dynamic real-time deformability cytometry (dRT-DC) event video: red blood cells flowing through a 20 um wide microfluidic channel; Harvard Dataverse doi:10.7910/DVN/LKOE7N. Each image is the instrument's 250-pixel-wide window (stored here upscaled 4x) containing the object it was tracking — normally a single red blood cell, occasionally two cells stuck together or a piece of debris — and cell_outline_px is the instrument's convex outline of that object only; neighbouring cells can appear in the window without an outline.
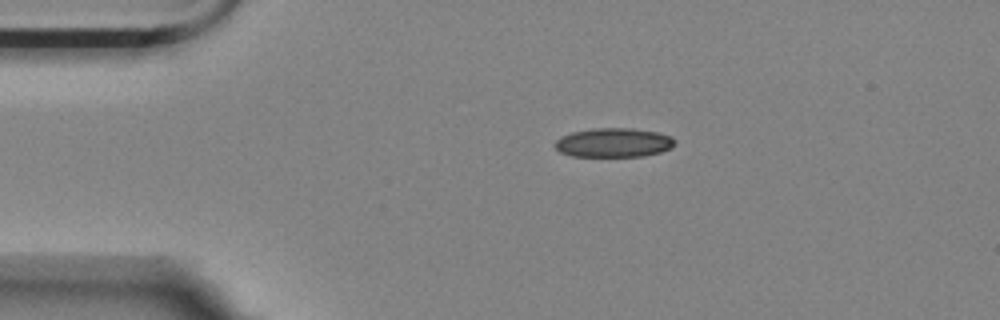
{"species": "Egyptian fruit bat (a non-hibernating species)", "species_latin": "Rousettus aegyptiacus", "temperature_condition": "room temperature", "stored_images_in_passage": 46, "camera_frame_rate_fps": 3000, "um_per_image_px": 0.085, "animal": {"sex": "female"}, "frame": {"image": 1, "passage_image": 1, "time_ms": 0.0, "image_size_px": [1000, 320], "cell_outline_px": [[676, 140], [668, 148], [660, 152], [644, 156], [572, 156], [560, 152], [552, 144], [560, 136], [572, 132], [592, 128], [632, 128], [656, 132], [672, 136]], "centroid_in_image_um": [52.11, 12.11], "position_along_channel_um": 32.9, "area_um2": 20.35}}
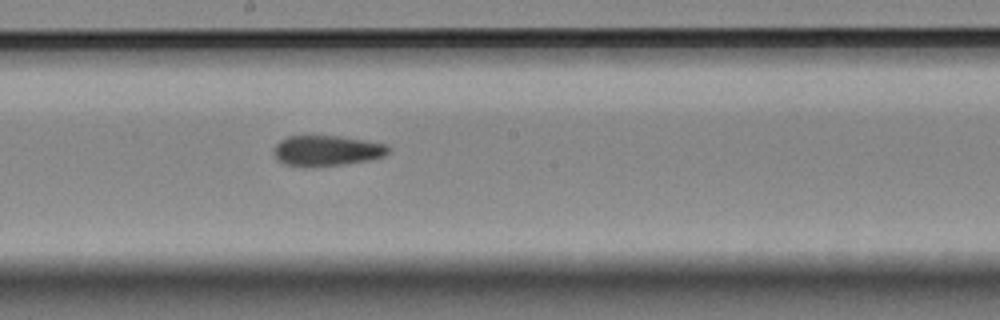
{"frame": {"image": 2, "passage_image": 20, "time_ms": 6.333, "image_size_px": [1000, 320], "cell_outline_px": [[392, 148], [384, 156], [372, 160], [344, 164], [304, 168], [284, 164], [276, 160], [272, 152], [272, 148], [280, 140], [288, 136], [340, 136], [388, 144]], "centroid_in_image_um": [27.75, 12.82], "position_along_channel_um": 220.4, "area_um2": 20.92}}
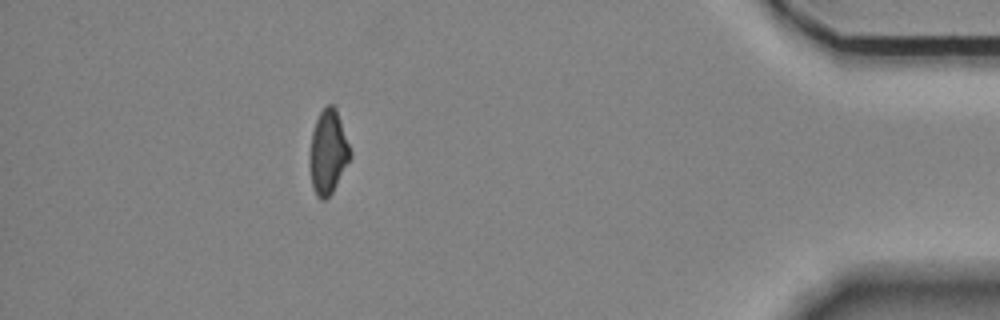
{"frame": {"image": 3, "passage_image": 40, "time_ms": 13.0, "image_size_px": [1000, 320], "cell_outline_px": [[352, 156], [332, 192], [324, 200], [320, 200], [316, 196], [312, 184], [308, 164], [312, 132], [316, 120], [320, 112], [328, 104], [332, 104], [336, 108], [352, 152]], "centroid_in_image_um": [27.88, 12.94], "position_along_channel_um": 407.3, "area_um2": 19.88}, "authors_computed_cell_mechanics": {"area_um2": 20.6924, "velocity_mm_per_s": 3.5604, "shape_relaxation_time_tau1_ms": null, "shape_relaxation_time_tau2_ms": 4.2347, "deformation_change_tau1": null, "deformation_change_tau2": 0.1133}}